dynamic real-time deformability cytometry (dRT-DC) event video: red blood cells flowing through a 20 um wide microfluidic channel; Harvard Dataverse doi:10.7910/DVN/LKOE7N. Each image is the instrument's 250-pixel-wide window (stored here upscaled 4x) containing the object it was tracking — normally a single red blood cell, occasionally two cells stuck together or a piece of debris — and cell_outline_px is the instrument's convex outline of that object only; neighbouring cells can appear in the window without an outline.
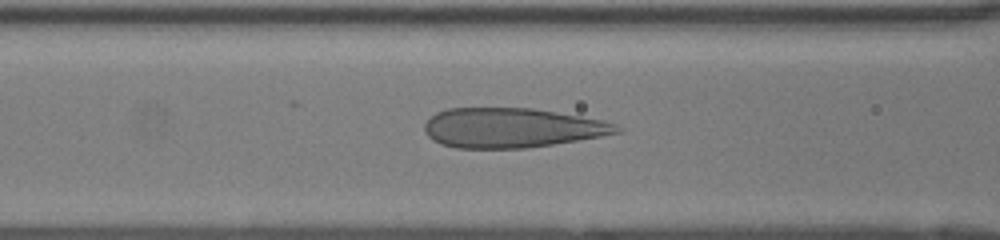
{"species": "human", "species_latin": "Homo sapiens", "temperature_condition": "room temperature", "stored_images_in_passage": 49, "camera_frame_rate_fps": 3000, "um_per_image_px": 0.085, "donor": {"sex": "female"}, "frame": {"image": 1, "passage_image": 22, "time_ms": 7.0, "image_size_px": [1000, 240], "cell_outline_px": [[624, 128], [620, 132], [600, 136], [528, 148], [456, 148], [440, 144], [432, 140], [424, 132], [424, 124], [436, 112], [448, 108], [532, 108], [604, 120], [616, 124]], "centroid_in_image_um": [43.48, 10.86], "position_along_channel_um": 123.1, "area_um2": 44.45}}
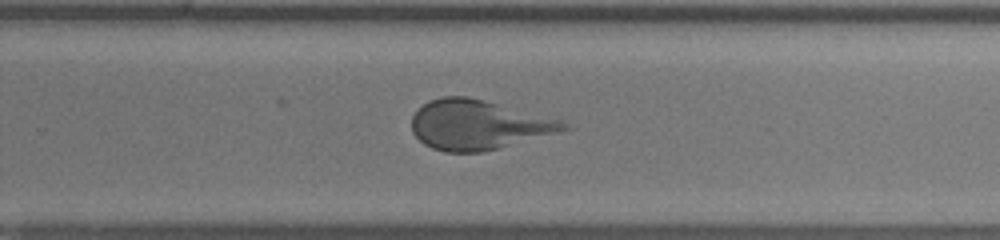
{"frame": {"image": 2, "passage_image": 34, "time_ms": 11.0, "image_size_px": [1000, 240], "cell_outline_px": [[576, 128], [480, 152], [444, 152], [432, 148], [424, 144], [412, 132], [412, 116], [428, 100], [444, 96], [468, 96], [564, 120]], "centroid_in_image_um": [40.69, 10.6], "position_along_channel_um": 289.1, "area_um2": 43.93}}
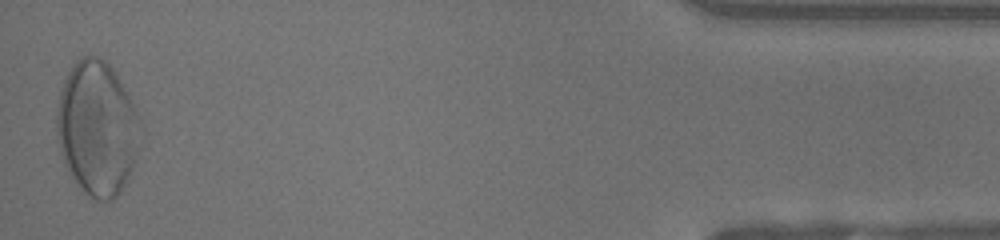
{"frame": {"image": 3, "passage_image": 49, "time_ms": 16.0, "image_size_px": [1000, 240], "cell_outline_px": [[140, 120], [132, 168], [128, 180], [120, 192], [112, 200], [96, 200], [88, 196], [84, 192], [72, 176], [64, 164], [56, 132], [56, 112], [60, 92], [64, 80], [72, 64], [84, 56], [96, 56], [104, 60], [112, 68], [128, 92]], "centroid_in_image_um": [8.22, 10.89], "position_along_channel_um": 427.0, "area_um2": 64.79}}